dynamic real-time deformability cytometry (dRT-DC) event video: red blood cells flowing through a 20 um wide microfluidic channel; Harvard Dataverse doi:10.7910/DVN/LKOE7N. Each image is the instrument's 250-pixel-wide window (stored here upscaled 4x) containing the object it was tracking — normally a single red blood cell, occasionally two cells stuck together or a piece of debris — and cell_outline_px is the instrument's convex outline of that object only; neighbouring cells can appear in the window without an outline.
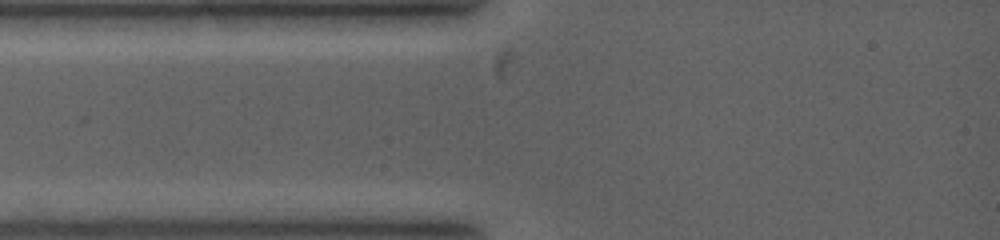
{"species": "common noctule bat (a hibernating species)", "species_latin": "Nyctalus noctula", "temperature_condition": "warm", "stored_images_in_passage": 3, "camera_frame_rate_fps": 5000, "um_per_image_px": 0.085, "animal": {"sex": "female", "body_mass_g": 19.0, "forearm_length_mm": 53.3}, "frame": {"image": 1, "passage_image": 1, "time_ms": 0.0, "image_size_px": [1000, 240], "cell_outline_px": [[548, 12], [516, 72], [512, 76], [504, 80], [496, 80], [484, 60], [492, 48], [528, 20]], "centroid_in_image_um": [43.6, 4.19], "position_along_channel_um": 41.4, "area_um2": 12.77}}